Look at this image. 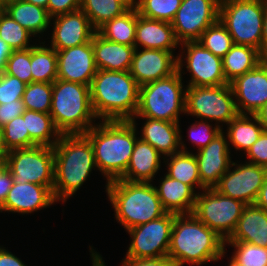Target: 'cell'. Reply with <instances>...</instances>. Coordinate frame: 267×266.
I'll list each match as a JSON object with an SVG mask.
<instances>
[{"mask_svg": "<svg viewBox=\"0 0 267 266\" xmlns=\"http://www.w3.org/2000/svg\"><path fill=\"white\" fill-rule=\"evenodd\" d=\"M4 144L8 151L21 148H30L36 144L30 139L26 126V119L19 116L3 126Z\"/></svg>", "mask_w": 267, "mask_h": 266, "instance_id": "cell-41", "label": "cell"}, {"mask_svg": "<svg viewBox=\"0 0 267 266\" xmlns=\"http://www.w3.org/2000/svg\"><path fill=\"white\" fill-rule=\"evenodd\" d=\"M254 204L267 211V176Z\"/></svg>", "mask_w": 267, "mask_h": 266, "instance_id": "cell-52", "label": "cell"}, {"mask_svg": "<svg viewBox=\"0 0 267 266\" xmlns=\"http://www.w3.org/2000/svg\"><path fill=\"white\" fill-rule=\"evenodd\" d=\"M182 0H139L137 12L142 17L170 22Z\"/></svg>", "mask_w": 267, "mask_h": 266, "instance_id": "cell-39", "label": "cell"}, {"mask_svg": "<svg viewBox=\"0 0 267 266\" xmlns=\"http://www.w3.org/2000/svg\"><path fill=\"white\" fill-rule=\"evenodd\" d=\"M255 116L264 127V130L267 131V103L255 113Z\"/></svg>", "mask_w": 267, "mask_h": 266, "instance_id": "cell-54", "label": "cell"}, {"mask_svg": "<svg viewBox=\"0 0 267 266\" xmlns=\"http://www.w3.org/2000/svg\"><path fill=\"white\" fill-rule=\"evenodd\" d=\"M181 132L180 128L181 151L163 158L167 168L166 174L173 179L189 185L195 192V189H200L202 191L205 188L201 185L197 160L193 152L187 151L188 148L185 146L186 144H184L185 141H182Z\"/></svg>", "mask_w": 267, "mask_h": 266, "instance_id": "cell-28", "label": "cell"}, {"mask_svg": "<svg viewBox=\"0 0 267 266\" xmlns=\"http://www.w3.org/2000/svg\"><path fill=\"white\" fill-rule=\"evenodd\" d=\"M206 120H199L188 127V140L197 151L206 147L223 129L218 125H213Z\"/></svg>", "mask_w": 267, "mask_h": 266, "instance_id": "cell-43", "label": "cell"}, {"mask_svg": "<svg viewBox=\"0 0 267 266\" xmlns=\"http://www.w3.org/2000/svg\"><path fill=\"white\" fill-rule=\"evenodd\" d=\"M13 182L6 158H0V206L5 202Z\"/></svg>", "mask_w": 267, "mask_h": 266, "instance_id": "cell-48", "label": "cell"}, {"mask_svg": "<svg viewBox=\"0 0 267 266\" xmlns=\"http://www.w3.org/2000/svg\"><path fill=\"white\" fill-rule=\"evenodd\" d=\"M248 163L267 168V131H263L258 140L245 153Z\"/></svg>", "mask_w": 267, "mask_h": 266, "instance_id": "cell-45", "label": "cell"}, {"mask_svg": "<svg viewBox=\"0 0 267 266\" xmlns=\"http://www.w3.org/2000/svg\"><path fill=\"white\" fill-rule=\"evenodd\" d=\"M8 171L16 183H34L47 186L53 192L54 149L36 145L10 150L6 156Z\"/></svg>", "mask_w": 267, "mask_h": 266, "instance_id": "cell-11", "label": "cell"}, {"mask_svg": "<svg viewBox=\"0 0 267 266\" xmlns=\"http://www.w3.org/2000/svg\"><path fill=\"white\" fill-rule=\"evenodd\" d=\"M176 71L174 51L135 48L129 72L139 86L167 78Z\"/></svg>", "mask_w": 267, "mask_h": 266, "instance_id": "cell-17", "label": "cell"}, {"mask_svg": "<svg viewBox=\"0 0 267 266\" xmlns=\"http://www.w3.org/2000/svg\"><path fill=\"white\" fill-rule=\"evenodd\" d=\"M227 266H244L240 263H238L236 260H234L232 257L230 258V261Z\"/></svg>", "mask_w": 267, "mask_h": 266, "instance_id": "cell-58", "label": "cell"}, {"mask_svg": "<svg viewBox=\"0 0 267 266\" xmlns=\"http://www.w3.org/2000/svg\"><path fill=\"white\" fill-rule=\"evenodd\" d=\"M14 21L28 30L33 37H41L52 26L47 9L24 0L8 3L3 9Z\"/></svg>", "mask_w": 267, "mask_h": 266, "instance_id": "cell-29", "label": "cell"}, {"mask_svg": "<svg viewBox=\"0 0 267 266\" xmlns=\"http://www.w3.org/2000/svg\"><path fill=\"white\" fill-rule=\"evenodd\" d=\"M226 241L247 242L267 248V211L256 204L246 205L234 232Z\"/></svg>", "mask_w": 267, "mask_h": 266, "instance_id": "cell-27", "label": "cell"}, {"mask_svg": "<svg viewBox=\"0 0 267 266\" xmlns=\"http://www.w3.org/2000/svg\"><path fill=\"white\" fill-rule=\"evenodd\" d=\"M137 18V9H129L123 15L107 21L97 32L109 41L135 46Z\"/></svg>", "mask_w": 267, "mask_h": 266, "instance_id": "cell-32", "label": "cell"}, {"mask_svg": "<svg viewBox=\"0 0 267 266\" xmlns=\"http://www.w3.org/2000/svg\"><path fill=\"white\" fill-rule=\"evenodd\" d=\"M262 55L267 58V6L263 22V32H262Z\"/></svg>", "mask_w": 267, "mask_h": 266, "instance_id": "cell-53", "label": "cell"}, {"mask_svg": "<svg viewBox=\"0 0 267 266\" xmlns=\"http://www.w3.org/2000/svg\"><path fill=\"white\" fill-rule=\"evenodd\" d=\"M50 115L62 134H84L98 120L94 114L90 86L56 79L52 83Z\"/></svg>", "mask_w": 267, "mask_h": 266, "instance_id": "cell-6", "label": "cell"}, {"mask_svg": "<svg viewBox=\"0 0 267 266\" xmlns=\"http://www.w3.org/2000/svg\"><path fill=\"white\" fill-rule=\"evenodd\" d=\"M246 204L220 194L215 189L197 193L192 214L225 241L234 232Z\"/></svg>", "mask_w": 267, "mask_h": 266, "instance_id": "cell-10", "label": "cell"}, {"mask_svg": "<svg viewBox=\"0 0 267 266\" xmlns=\"http://www.w3.org/2000/svg\"><path fill=\"white\" fill-rule=\"evenodd\" d=\"M226 251L225 240L193 214L175 215L168 250L175 266L215 263Z\"/></svg>", "mask_w": 267, "mask_h": 266, "instance_id": "cell-2", "label": "cell"}, {"mask_svg": "<svg viewBox=\"0 0 267 266\" xmlns=\"http://www.w3.org/2000/svg\"><path fill=\"white\" fill-rule=\"evenodd\" d=\"M4 72L11 76L17 77L26 84L31 83V48L24 50H13L12 54L7 60Z\"/></svg>", "mask_w": 267, "mask_h": 266, "instance_id": "cell-42", "label": "cell"}, {"mask_svg": "<svg viewBox=\"0 0 267 266\" xmlns=\"http://www.w3.org/2000/svg\"><path fill=\"white\" fill-rule=\"evenodd\" d=\"M143 119L139 138L148 142L163 157L180 152V125L179 122L151 119L148 117L134 116L131 121Z\"/></svg>", "mask_w": 267, "mask_h": 266, "instance_id": "cell-22", "label": "cell"}, {"mask_svg": "<svg viewBox=\"0 0 267 266\" xmlns=\"http://www.w3.org/2000/svg\"><path fill=\"white\" fill-rule=\"evenodd\" d=\"M177 70L167 78L139 87V104L134 116L179 122L185 115L186 88Z\"/></svg>", "mask_w": 267, "mask_h": 266, "instance_id": "cell-7", "label": "cell"}, {"mask_svg": "<svg viewBox=\"0 0 267 266\" xmlns=\"http://www.w3.org/2000/svg\"><path fill=\"white\" fill-rule=\"evenodd\" d=\"M234 248L232 258L244 266H267V248L247 242L225 241Z\"/></svg>", "mask_w": 267, "mask_h": 266, "instance_id": "cell-40", "label": "cell"}, {"mask_svg": "<svg viewBox=\"0 0 267 266\" xmlns=\"http://www.w3.org/2000/svg\"><path fill=\"white\" fill-rule=\"evenodd\" d=\"M12 48L0 38V73H3L6 67L7 60L12 54Z\"/></svg>", "mask_w": 267, "mask_h": 266, "instance_id": "cell-51", "label": "cell"}, {"mask_svg": "<svg viewBox=\"0 0 267 266\" xmlns=\"http://www.w3.org/2000/svg\"><path fill=\"white\" fill-rule=\"evenodd\" d=\"M160 180L159 186L155 185V189L164 210L176 215L192 214L198 191L195 192L189 185L167 174Z\"/></svg>", "mask_w": 267, "mask_h": 266, "instance_id": "cell-26", "label": "cell"}, {"mask_svg": "<svg viewBox=\"0 0 267 266\" xmlns=\"http://www.w3.org/2000/svg\"><path fill=\"white\" fill-rule=\"evenodd\" d=\"M80 9L96 31L107 21L129 10L120 0H81Z\"/></svg>", "mask_w": 267, "mask_h": 266, "instance_id": "cell-35", "label": "cell"}, {"mask_svg": "<svg viewBox=\"0 0 267 266\" xmlns=\"http://www.w3.org/2000/svg\"><path fill=\"white\" fill-rule=\"evenodd\" d=\"M227 141L236 151H244L243 154L258 140L264 127L255 114H238L232 119L226 128Z\"/></svg>", "mask_w": 267, "mask_h": 266, "instance_id": "cell-30", "label": "cell"}, {"mask_svg": "<svg viewBox=\"0 0 267 266\" xmlns=\"http://www.w3.org/2000/svg\"><path fill=\"white\" fill-rule=\"evenodd\" d=\"M175 215L166 212L162 217L126 230L131 243L125 257L135 259L168 257Z\"/></svg>", "mask_w": 267, "mask_h": 266, "instance_id": "cell-13", "label": "cell"}, {"mask_svg": "<svg viewBox=\"0 0 267 266\" xmlns=\"http://www.w3.org/2000/svg\"><path fill=\"white\" fill-rule=\"evenodd\" d=\"M50 24L53 31L48 39L56 51L88 43L96 32L81 9L52 17Z\"/></svg>", "mask_w": 267, "mask_h": 266, "instance_id": "cell-18", "label": "cell"}, {"mask_svg": "<svg viewBox=\"0 0 267 266\" xmlns=\"http://www.w3.org/2000/svg\"><path fill=\"white\" fill-rule=\"evenodd\" d=\"M125 4L129 9H136L139 3V0H120Z\"/></svg>", "mask_w": 267, "mask_h": 266, "instance_id": "cell-57", "label": "cell"}, {"mask_svg": "<svg viewBox=\"0 0 267 266\" xmlns=\"http://www.w3.org/2000/svg\"><path fill=\"white\" fill-rule=\"evenodd\" d=\"M8 152L4 144L3 127L0 126V158H6Z\"/></svg>", "mask_w": 267, "mask_h": 266, "instance_id": "cell-55", "label": "cell"}, {"mask_svg": "<svg viewBox=\"0 0 267 266\" xmlns=\"http://www.w3.org/2000/svg\"><path fill=\"white\" fill-rule=\"evenodd\" d=\"M230 150L227 136L222 130L206 147L194 153L201 185L205 189H214L229 169L233 161Z\"/></svg>", "mask_w": 267, "mask_h": 266, "instance_id": "cell-20", "label": "cell"}, {"mask_svg": "<svg viewBox=\"0 0 267 266\" xmlns=\"http://www.w3.org/2000/svg\"><path fill=\"white\" fill-rule=\"evenodd\" d=\"M185 114L200 120L215 121V125L223 129L224 123L227 125L239 114L230 83L219 86H187Z\"/></svg>", "mask_w": 267, "mask_h": 266, "instance_id": "cell-9", "label": "cell"}, {"mask_svg": "<svg viewBox=\"0 0 267 266\" xmlns=\"http://www.w3.org/2000/svg\"><path fill=\"white\" fill-rule=\"evenodd\" d=\"M121 262V266H175L169 257L143 259L124 257Z\"/></svg>", "mask_w": 267, "mask_h": 266, "instance_id": "cell-49", "label": "cell"}, {"mask_svg": "<svg viewBox=\"0 0 267 266\" xmlns=\"http://www.w3.org/2000/svg\"><path fill=\"white\" fill-rule=\"evenodd\" d=\"M264 59L262 53L254 47L233 44L231 49L222 57L226 80L230 83L236 77L254 69Z\"/></svg>", "mask_w": 267, "mask_h": 266, "instance_id": "cell-31", "label": "cell"}, {"mask_svg": "<svg viewBox=\"0 0 267 266\" xmlns=\"http://www.w3.org/2000/svg\"><path fill=\"white\" fill-rule=\"evenodd\" d=\"M3 9V0H0V10Z\"/></svg>", "mask_w": 267, "mask_h": 266, "instance_id": "cell-60", "label": "cell"}, {"mask_svg": "<svg viewBox=\"0 0 267 266\" xmlns=\"http://www.w3.org/2000/svg\"><path fill=\"white\" fill-rule=\"evenodd\" d=\"M266 176L267 168L264 166L246 161L243 164H237L232 161L229 169L221 176L214 189L220 194L238 199L246 205L254 204Z\"/></svg>", "mask_w": 267, "mask_h": 266, "instance_id": "cell-15", "label": "cell"}, {"mask_svg": "<svg viewBox=\"0 0 267 266\" xmlns=\"http://www.w3.org/2000/svg\"><path fill=\"white\" fill-rule=\"evenodd\" d=\"M84 134L91 142L97 170L106 183L119 179L126 172L138 139L137 122L100 121Z\"/></svg>", "mask_w": 267, "mask_h": 266, "instance_id": "cell-1", "label": "cell"}, {"mask_svg": "<svg viewBox=\"0 0 267 266\" xmlns=\"http://www.w3.org/2000/svg\"><path fill=\"white\" fill-rule=\"evenodd\" d=\"M105 187L114 218L126 230L166 213L153 183L116 179L107 182Z\"/></svg>", "mask_w": 267, "mask_h": 266, "instance_id": "cell-5", "label": "cell"}, {"mask_svg": "<svg viewBox=\"0 0 267 266\" xmlns=\"http://www.w3.org/2000/svg\"><path fill=\"white\" fill-rule=\"evenodd\" d=\"M180 46L181 53L177 55V70L180 74H185L183 66L186 65L185 68L191 76L186 86H219L229 83L224 75L221 57L207 50L199 41H187L181 43Z\"/></svg>", "mask_w": 267, "mask_h": 266, "instance_id": "cell-12", "label": "cell"}, {"mask_svg": "<svg viewBox=\"0 0 267 266\" xmlns=\"http://www.w3.org/2000/svg\"><path fill=\"white\" fill-rule=\"evenodd\" d=\"M179 46L170 22L148 19L138 14L135 48L175 51Z\"/></svg>", "mask_w": 267, "mask_h": 266, "instance_id": "cell-23", "label": "cell"}, {"mask_svg": "<svg viewBox=\"0 0 267 266\" xmlns=\"http://www.w3.org/2000/svg\"><path fill=\"white\" fill-rule=\"evenodd\" d=\"M266 6L267 0H220L219 20L234 44L248 45L262 53Z\"/></svg>", "mask_w": 267, "mask_h": 266, "instance_id": "cell-8", "label": "cell"}, {"mask_svg": "<svg viewBox=\"0 0 267 266\" xmlns=\"http://www.w3.org/2000/svg\"><path fill=\"white\" fill-rule=\"evenodd\" d=\"M230 85L239 114H255L267 103V58Z\"/></svg>", "mask_w": 267, "mask_h": 266, "instance_id": "cell-16", "label": "cell"}, {"mask_svg": "<svg viewBox=\"0 0 267 266\" xmlns=\"http://www.w3.org/2000/svg\"><path fill=\"white\" fill-rule=\"evenodd\" d=\"M38 42L31 47L32 82L53 83L57 79V52L45 46L46 41Z\"/></svg>", "mask_w": 267, "mask_h": 266, "instance_id": "cell-33", "label": "cell"}, {"mask_svg": "<svg viewBox=\"0 0 267 266\" xmlns=\"http://www.w3.org/2000/svg\"><path fill=\"white\" fill-rule=\"evenodd\" d=\"M162 155L138 137L126 172L119 178L132 182H153L161 168Z\"/></svg>", "mask_w": 267, "mask_h": 266, "instance_id": "cell-24", "label": "cell"}, {"mask_svg": "<svg viewBox=\"0 0 267 266\" xmlns=\"http://www.w3.org/2000/svg\"><path fill=\"white\" fill-rule=\"evenodd\" d=\"M207 50L214 55L223 57L232 47L233 40L227 28L218 20L209 26L198 40Z\"/></svg>", "mask_w": 267, "mask_h": 266, "instance_id": "cell-38", "label": "cell"}, {"mask_svg": "<svg viewBox=\"0 0 267 266\" xmlns=\"http://www.w3.org/2000/svg\"><path fill=\"white\" fill-rule=\"evenodd\" d=\"M22 116L26 119L30 139L36 145L54 147L59 141L61 133L55 127L50 114L26 109Z\"/></svg>", "mask_w": 267, "mask_h": 266, "instance_id": "cell-34", "label": "cell"}, {"mask_svg": "<svg viewBox=\"0 0 267 266\" xmlns=\"http://www.w3.org/2000/svg\"><path fill=\"white\" fill-rule=\"evenodd\" d=\"M0 266H27L20 258L12 252L0 246Z\"/></svg>", "mask_w": 267, "mask_h": 266, "instance_id": "cell-50", "label": "cell"}, {"mask_svg": "<svg viewBox=\"0 0 267 266\" xmlns=\"http://www.w3.org/2000/svg\"><path fill=\"white\" fill-rule=\"evenodd\" d=\"M81 6V0H49L47 6V12L49 16L55 17L57 15L66 14L79 10Z\"/></svg>", "mask_w": 267, "mask_h": 266, "instance_id": "cell-47", "label": "cell"}, {"mask_svg": "<svg viewBox=\"0 0 267 266\" xmlns=\"http://www.w3.org/2000/svg\"><path fill=\"white\" fill-rule=\"evenodd\" d=\"M25 110L22 99L0 104V126L3 127L14 118L21 116Z\"/></svg>", "mask_w": 267, "mask_h": 266, "instance_id": "cell-46", "label": "cell"}, {"mask_svg": "<svg viewBox=\"0 0 267 266\" xmlns=\"http://www.w3.org/2000/svg\"><path fill=\"white\" fill-rule=\"evenodd\" d=\"M97 70L129 71L135 46L109 41L97 31L92 37Z\"/></svg>", "mask_w": 267, "mask_h": 266, "instance_id": "cell-25", "label": "cell"}, {"mask_svg": "<svg viewBox=\"0 0 267 266\" xmlns=\"http://www.w3.org/2000/svg\"><path fill=\"white\" fill-rule=\"evenodd\" d=\"M55 203L53 192L47 186L30 182L21 184L13 182L5 202L0 206V213L28 215L34 211L49 208Z\"/></svg>", "mask_w": 267, "mask_h": 266, "instance_id": "cell-21", "label": "cell"}, {"mask_svg": "<svg viewBox=\"0 0 267 266\" xmlns=\"http://www.w3.org/2000/svg\"><path fill=\"white\" fill-rule=\"evenodd\" d=\"M15 1H20V0H3V9H4V6L8 3H11V2H15Z\"/></svg>", "mask_w": 267, "mask_h": 266, "instance_id": "cell-59", "label": "cell"}, {"mask_svg": "<svg viewBox=\"0 0 267 266\" xmlns=\"http://www.w3.org/2000/svg\"><path fill=\"white\" fill-rule=\"evenodd\" d=\"M52 83L31 82L26 85L22 101L27 110L50 114Z\"/></svg>", "mask_w": 267, "mask_h": 266, "instance_id": "cell-37", "label": "cell"}, {"mask_svg": "<svg viewBox=\"0 0 267 266\" xmlns=\"http://www.w3.org/2000/svg\"><path fill=\"white\" fill-rule=\"evenodd\" d=\"M26 2H29V3H32L36 6H40V7H43L45 9H47V6H48V1L49 0H24Z\"/></svg>", "mask_w": 267, "mask_h": 266, "instance_id": "cell-56", "label": "cell"}, {"mask_svg": "<svg viewBox=\"0 0 267 266\" xmlns=\"http://www.w3.org/2000/svg\"><path fill=\"white\" fill-rule=\"evenodd\" d=\"M57 52V79L90 86L97 72L92 40Z\"/></svg>", "mask_w": 267, "mask_h": 266, "instance_id": "cell-19", "label": "cell"}, {"mask_svg": "<svg viewBox=\"0 0 267 266\" xmlns=\"http://www.w3.org/2000/svg\"><path fill=\"white\" fill-rule=\"evenodd\" d=\"M26 85L17 77L0 73V104L22 99Z\"/></svg>", "mask_w": 267, "mask_h": 266, "instance_id": "cell-44", "label": "cell"}, {"mask_svg": "<svg viewBox=\"0 0 267 266\" xmlns=\"http://www.w3.org/2000/svg\"><path fill=\"white\" fill-rule=\"evenodd\" d=\"M219 5L220 0H182L171 21L177 41H198L219 20Z\"/></svg>", "mask_w": 267, "mask_h": 266, "instance_id": "cell-14", "label": "cell"}, {"mask_svg": "<svg viewBox=\"0 0 267 266\" xmlns=\"http://www.w3.org/2000/svg\"><path fill=\"white\" fill-rule=\"evenodd\" d=\"M139 87L129 71L97 70L90 85L94 114L100 121L132 120L138 109Z\"/></svg>", "mask_w": 267, "mask_h": 266, "instance_id": "cell-4", "label": "cell"}, {"mask_svg": "<svg viewBox=\"0 0 267 266\" xmlns=\"http://www.w3.org/2000/svg\"><path fill=\"white\" fill-rule=\"evenodd\" d=\"M33 35L3 9L0 10V38L3 39L12 50H24L31 48Z\"/></svg>", "mask_w": 267, "mask_h": 266, "instance_id": "cell-36", "label": "cell"}, {"mask_svg": "<svg viewBox=\"0 0 267 266\" xmlns=\"http://www.w3.org/2000/svg\"><path fill=\"white\" fill-rule=\"evenodd\" d=\"M55 201L67 202L97 170L93 148L85 134H62L54 145Z\"/></svg>", "mask_w": 267, "mask_h": 266, "instance_id": "cell-3", "label": "cell"}]
</instances>
